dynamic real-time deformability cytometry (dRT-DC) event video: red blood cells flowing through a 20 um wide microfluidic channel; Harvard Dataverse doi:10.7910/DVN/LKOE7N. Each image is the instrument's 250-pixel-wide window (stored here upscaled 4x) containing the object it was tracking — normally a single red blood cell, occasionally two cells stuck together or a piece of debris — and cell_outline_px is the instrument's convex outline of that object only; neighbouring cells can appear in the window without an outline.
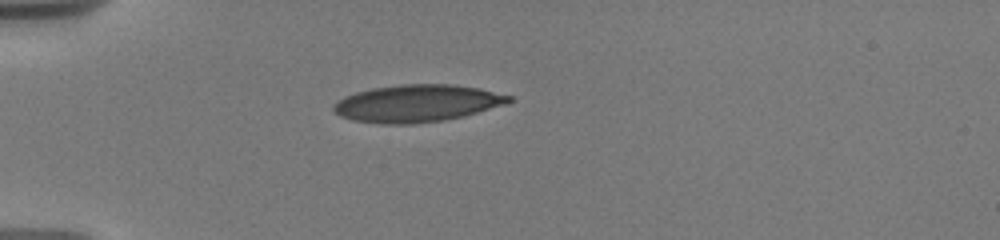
{"species": "human", "species_latin": "Homo sapiens", "temperature_condition": "warm", "stored_images_in_passage": 24, "camera_frame_rate_fps": 3000, "um_per_image_px": 0.085, "donor": {"sex": "male"}, "frame": {"image": 1, "passage_image": 1, "time_ms": 0.0, "image_size_px": [1000, 240], "cell_outline_px": [[512, 100], [508, 104], [464, 116], [444, 120], [416, 124], [384, 124], [352, 120], [340, 116], [332, 112], [332, 104], [344, 96], [356, 92], [372, 88], [400, 84], [452, 84], [480, 88], [512, 96]], "centroid_in_image_um": [35.44, 8.79], "position_along_channel_um": 49.6, "area_um2": 38.49}}
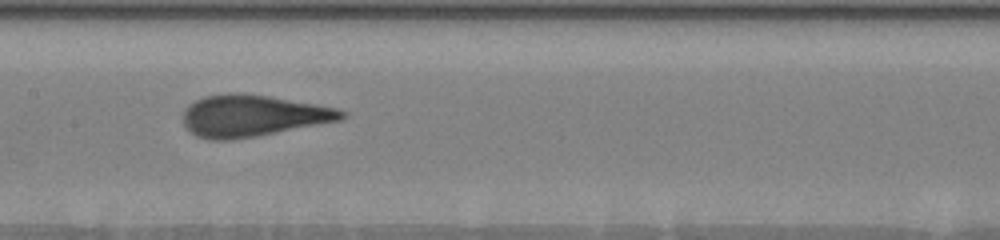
{"frame": {"image": 2, "passage_image": 10, "time_ms": 4.333, "image_size_px": [1000, 240], "cell_outline_px": [[348, 116], [340, 120], [256, 136], [232, 140], [208, 140], [196, 136], [184, 124], [184, 108], [188, 104], [204, 96], [228, 92], [236, 92], [268, 96], [340, 108], [348, 112]], "centroid_in_image_um": [21.48, 9.83], "position_along_channel_um": 185.9, "area_um2": 38.55}}
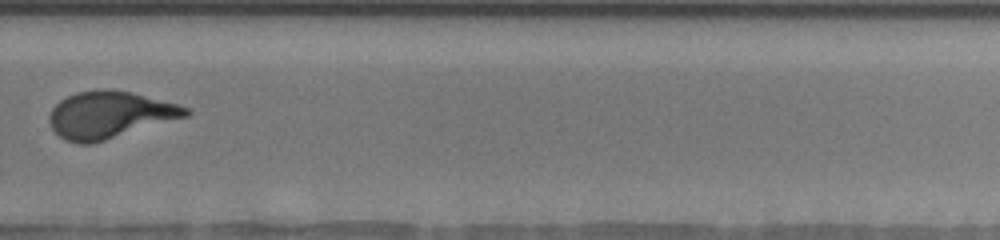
{"frame": {"image": 3, "passage_image": 17, "time_ms": 8.0, "image_size_px": [1000, 240], "cell_outline_px": [[192, 112], [188, 116], [92, 144], [80, 144], [68, 140], [60, 136], [52, 128], [48, 120], [48, 116], [52, 108], [60, 100], [68, 96], [80, 92], [104, 88], [108, 88], [132, 92], [176, 104], [188, 108]], "centroid_in_image_um": [9.32, 9.76], "position_along_channel_um": 320.5, "area_um2": 37.11}, "authors_computed_cell_mechanics": {"area_um2": 37.4833, "velocity_mm_per_s": 3.6873, "shape_relaxation_time_tau1_ms": 7.1305, "shape_relaxation_time_tau2_ms": null, "deformation_change_tau1": 0.2583, "deformation_change_tau2": null}}